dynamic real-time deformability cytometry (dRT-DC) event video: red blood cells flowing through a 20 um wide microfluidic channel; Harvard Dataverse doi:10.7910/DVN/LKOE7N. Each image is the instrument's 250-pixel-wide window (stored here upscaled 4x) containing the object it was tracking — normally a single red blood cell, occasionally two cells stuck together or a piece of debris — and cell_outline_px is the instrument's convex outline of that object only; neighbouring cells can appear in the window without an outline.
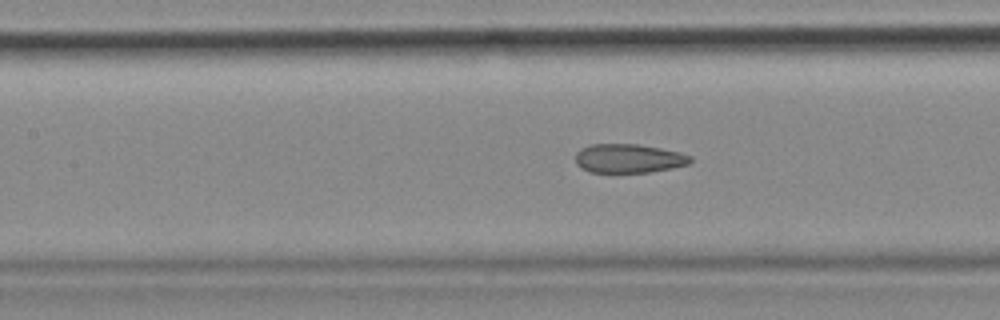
{"species": "common noctule bat (a hibernating species)", "species_latin": "Nyctalus noctula", "temperature_condition": "cold", "stored_images_in_passage": 55, "camera_frame_rate_fps": 3000, "um_per_image_px": 0.085, "animal": {"sex": "female", "body_mass_g": 18.4}, "frame": {"image": 1, "passage_image": 24, "time_ms": 7.667, "image_size_px": [1000, 320], "cell_outline_px": [[692, 160], [688, 164], [672, 168], [648, 172], [592, 172], [580, 168], [576, 164], [576, 152], [580, 148], [592, 144], [636, 144], [660, 148], [680, 152], [692, 156]], "centroid_in_image_um": [53.42, 13.46], "position_along_channel_um": 154.0, "area_um2": 19.36}, "authors_computed_cell_mechanics": {"area_um2": 20.9814, "velocity_mm_per_s": 3.6646, "shape_relaxation_time_tau1_ms": null, "shape_relaxation_time_tau2_ms": 1.8144, "deformation_change_tau1": null, "deformation_change_tau2": 0.0929}}